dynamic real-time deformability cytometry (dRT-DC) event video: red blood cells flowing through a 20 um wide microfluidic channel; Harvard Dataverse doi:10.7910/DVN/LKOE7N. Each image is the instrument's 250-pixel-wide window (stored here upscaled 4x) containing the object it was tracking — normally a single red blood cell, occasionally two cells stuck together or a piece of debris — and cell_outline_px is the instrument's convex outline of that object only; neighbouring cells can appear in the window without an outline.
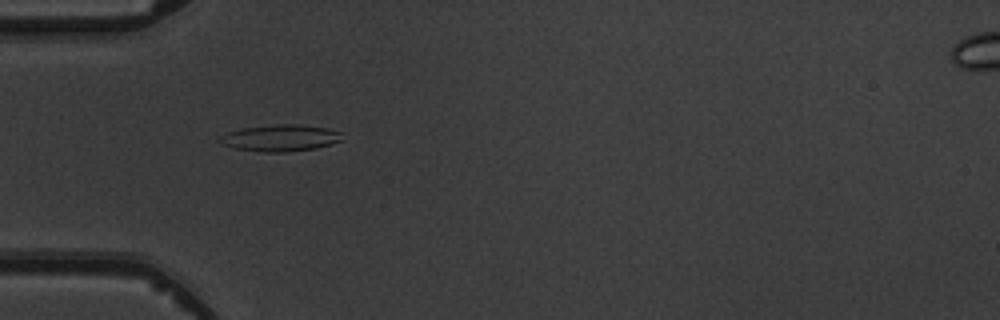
{"species": "common noctule bat (a hibernating species)", "species_latin": "Nyctalus noctula", "temperature_condition": "warm", "stored_images_in_passage": 6, "camera_frame_rate_fps": 3000, "um_per_image_px": 0.085, "animal": {"sex": "male", "body_mass_g": 19.5, "forearm_length_mm": 54.6}, "frame": {"image": 1, "passage_image": 5, "time_ms": 5.333, "image_size_px": [1000, 320], "cell_outline_px": [[344, 140], [332, 144], [316, 148], [284, 152], [264, 152], [236, 148], [220, 144], [220, 136], [228, 132], [244, 128], [276, 124], [296, 124], [328, 128], [340, 132]], "centroid_in_image_um": [23.87, 11.73], "position_along_channel_um": 61.1, "area_um2": 18.9}}